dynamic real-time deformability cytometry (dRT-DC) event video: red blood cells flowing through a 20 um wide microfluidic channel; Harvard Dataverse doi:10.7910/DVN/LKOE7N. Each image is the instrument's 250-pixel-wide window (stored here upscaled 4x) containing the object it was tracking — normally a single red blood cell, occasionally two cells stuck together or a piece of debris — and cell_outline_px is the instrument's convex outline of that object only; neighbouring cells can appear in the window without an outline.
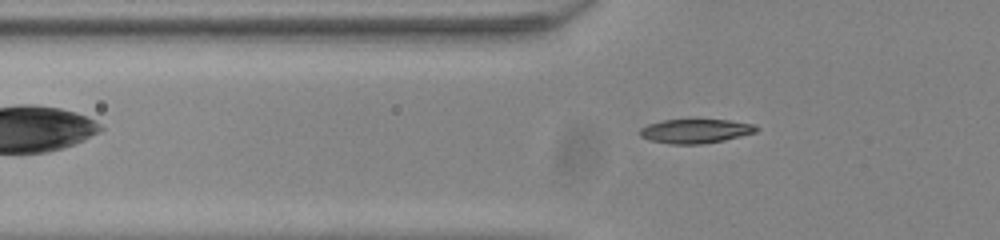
{"species": "common noctule bat (a hibernating species)", "species_latin": "Nyctalus noctula", "temperature_condition": "room temperature", "stored_images_in_passage": 53, "camera_frame_rate_fps": 3000, "um_per_image_px": 0.085, "animal": {"sex": "male", "body_mass_g": 20.0, "forearm_length_mm": 53.3}, "frame": {"image": 1, "passage_image": 19, "time_ms": 6.0, "image_size_px": [1000, 240], "cell_outline_px": [[760, 128], [756, 132], [724, 140], [700, 144], [672, 144], [648, 140], [640, 136], [640, 128], [648, 124], [664, 120], [696, 116], [728, 120], [756, 124]], "centroid_in_image_um": [59.13, 11.08], "position_along_channel_um": 66.7, "area_um2": 17.28}}
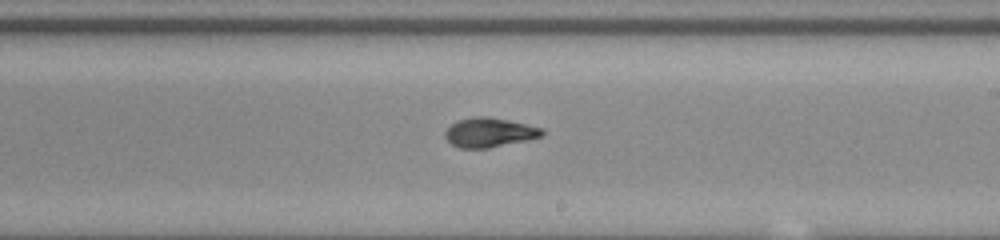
{"frame": {"image": 2, "passage_image": 33, "time_ms": 10.667, "image_size_px": [1000, 240], "cell_outline_px": [[544, 136], [528, 140], [488, 148], [460, 148], [452, 144], [444, 136], [444, 132], [456, 120], [472, 116], [488, 116], [508, 120], [544, 128]], "centroid_in_image_um": [41.61, 11.25], "position_along_channel_um": 247.4, "area_um2": 16.76}}
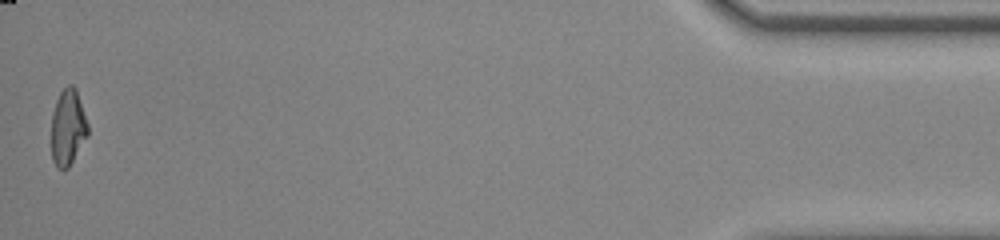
{"frame": {"image": 3, "passage_image": 53, "time_ms": 17.333, "image_size_px": [1000, 240], "cell_outline_px": [[88, 136], [68, 168], [60, 168], [52, 160], [52, 112], [56, 100], [60, 92], [68, 84], [72, 84], [76, 88], [88, 124]], "centroid_in_image_um": [5.78, 10.8], "position_along_channel_um": 429.4, "area_um2": 16.13}, "authors_computed_cell_mechanics": {"area_um2": 16.3574, "velocity_mm_per_s": 3.9466, "shape_relaxation_time_tau1_ms": 5.1203, "shape_relaxation_time_tau2_ms": 0.9022, "deformation_change_tau1": 0.188, "deformation_change_tau2": 0.0475}}